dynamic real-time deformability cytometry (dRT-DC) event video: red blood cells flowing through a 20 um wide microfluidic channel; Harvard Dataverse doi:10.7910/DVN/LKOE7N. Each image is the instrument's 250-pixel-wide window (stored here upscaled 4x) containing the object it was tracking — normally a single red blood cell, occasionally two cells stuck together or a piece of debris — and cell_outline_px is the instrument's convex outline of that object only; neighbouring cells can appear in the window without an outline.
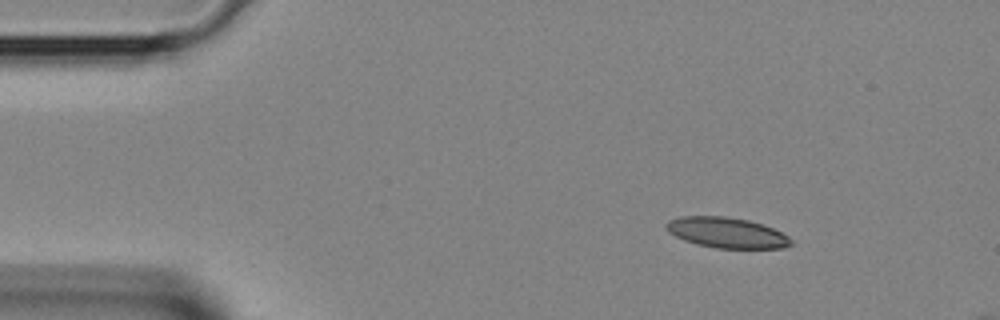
{"species": "Egyptian fruit bat (a non-hibernating species)", "species_latin": "Rousettus aegyptiacus", "temperature_condition": "room temperature", "stored_images_in_passage": 35, "camera_frame_rate_fps": 3000, "um_per_image_px": 0.085, "animal": {"sex": "female"}, "frame": {"image": 1, "passage_image": 1, "time_ms": 0.0, "image_size_px": [1000, 320], "cell_outline_px": [[792, 244], [784, 248], [716, 248], [696, 244], [684, 240], [668, 232], [664, 224], [668, 220], [680, 216], [724, 216], [748, 220], [772, 228], [788, 236], [792, 240]], "centroid_in_image_um": [61.73, 19.77], "position_along_channel_um": 23.3, "area_um2": 22.14}}
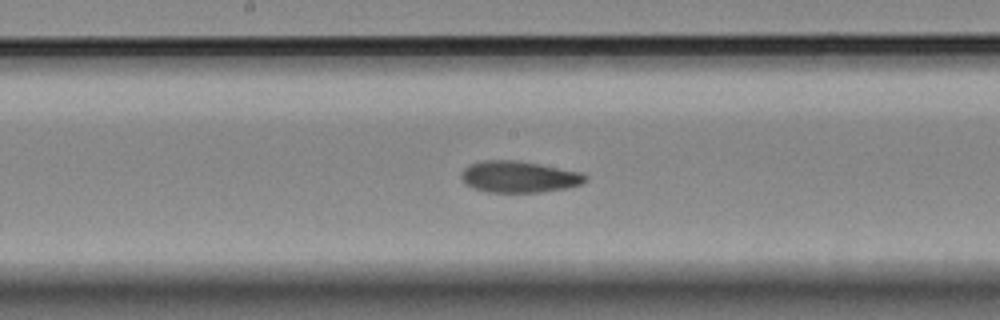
{"frame": {"image": 2, "passage_image": 16, "time_ms": 5.0, "image_size_px": [1000, 320], "cell_outline_px": [[588, 180], [580, 184], [564, 188], [540, 192], [488, 192], [472, 188], [460, 176], [464, 168], [468, 164], [480, 160], [516, 160], [540, 164], [580, 172], [588, 176]], "centroid_in_image_um": [44.09, 15.02], "position_along_channel_um": 204.1, "area_um2": 22.72}}
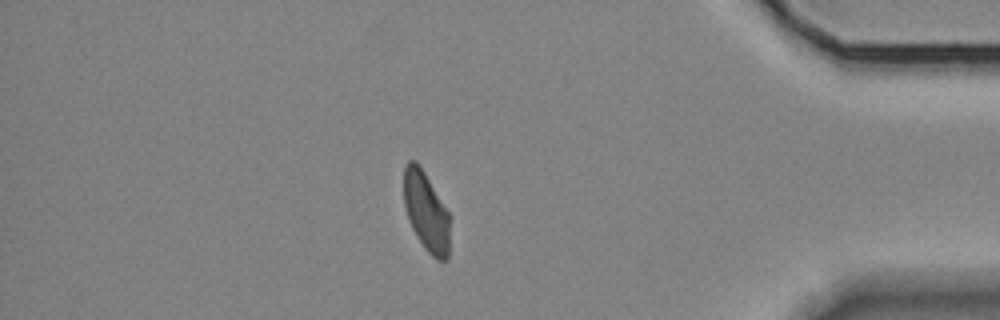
{"frame": {"image": 3, "passage_image": 30, "time_ms": 9.667, "image_size_px": [1000, 320], "cell_outline_px": [[452, 216], [448, 260], [436, 260], [424, 248], [416, 236], [408, 220], [404, 204], [404, 164], [408, 160], [416, 160], [420, 164]], "centroid_in_image_um": [36.26, 17.99], "position_along_channel_um": 398.9, "area_um2": 22.2}}